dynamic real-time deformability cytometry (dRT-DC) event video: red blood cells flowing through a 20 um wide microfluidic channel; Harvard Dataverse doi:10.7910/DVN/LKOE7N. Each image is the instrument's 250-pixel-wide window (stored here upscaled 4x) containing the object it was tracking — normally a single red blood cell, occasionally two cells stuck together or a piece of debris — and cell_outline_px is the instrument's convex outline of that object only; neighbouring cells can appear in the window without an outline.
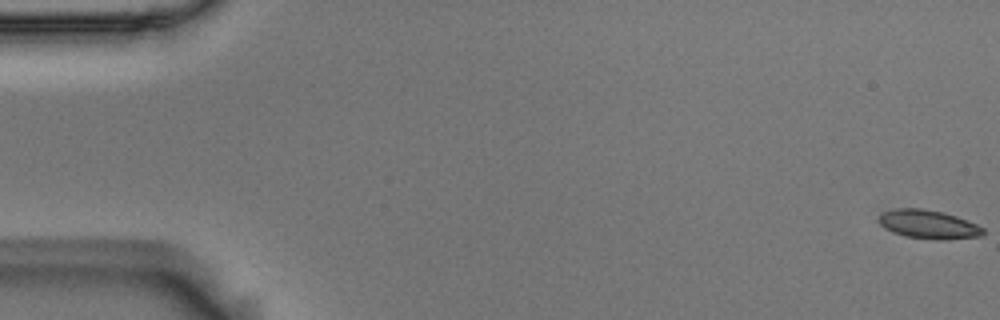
{"species": "Egyptian fruit bat (a non-hibernating species)", "species_latin": "Rousettus aegyptiacus", "temperature_condition": "room temperature", "stored_images_in_passage": 15, "camera_frame_rate_fps": 3000, "um_per_image_px": 0.085, "animal": {"sex": "male"}, "frame": {"image": 1, "passage_image": 1, "time_ms": 0.0, "image_size_px": [1000, 320], "cell_outline_px": [[984, 236], [944, 240], [936, 240], [904, 236], [892, 232], [884, 228], [880, 224], [880, 216], [884, 212], [892, 208], [924, 208], [944, 212], [956, 216], [976, 224], [984, 228]], "centroid_in_image_um": [78.94, 19.07], "position_along_channel_um": 6.1, "area_um2": 17.63}}
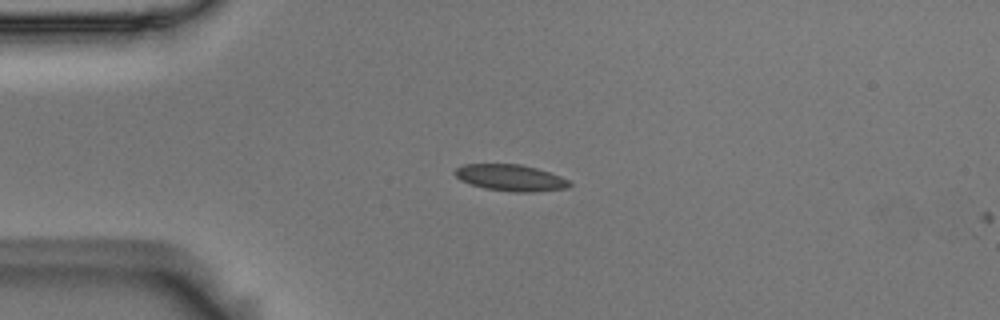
{"frame": {"image": 2, "passage_image": 14, "time_ms": 4.333, "image_size_px": [1000, 320], "cell_outline_px": [[572, 184], [568, 188], [536, 192], [512, 192], [484, 188], [460, 180], [452, 172], [456, 168], [464, 164], [520, 164], [536, 168], [560, 176], [568, 180]], "centroid_in_image_um": [43.39, 15.11], "position_along_channel_um": 41.6, "area_um2": 17.69}}